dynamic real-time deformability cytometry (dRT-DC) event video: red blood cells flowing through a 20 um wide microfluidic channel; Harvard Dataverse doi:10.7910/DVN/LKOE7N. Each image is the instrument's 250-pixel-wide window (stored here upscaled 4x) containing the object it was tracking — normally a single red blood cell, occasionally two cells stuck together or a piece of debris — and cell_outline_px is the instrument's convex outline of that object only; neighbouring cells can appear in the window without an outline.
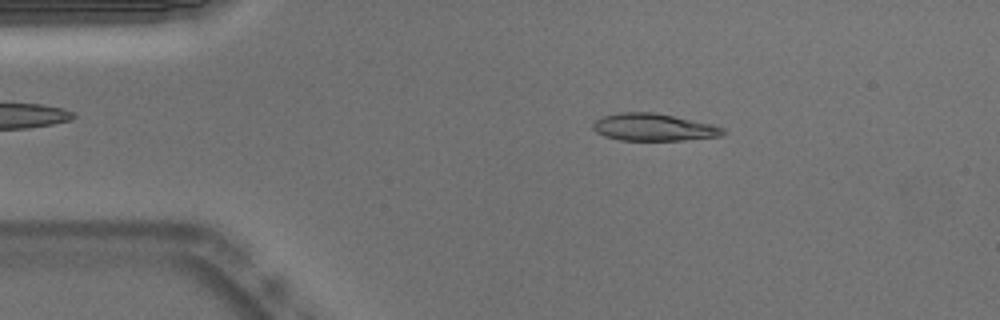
{"species": "Egyptian fruit bat (a non-hibernating species)", "species_latin": "Rousettus aegyptiacus", "temperature_condition": "warm", "stored_images_in_passage": 51, "camera_frame_rate_fps": 3000, "um_per_image_px": 0.085, "animal": {"sex": "male"}, "frame": {"image": 1, "passage_image": 8, "time_ms": 2.333, "image_size_px": [1000, 320], "cell_outline_px": [[724, 132], [720, 136], [684, 140], [620, 140], [604, 136], [596, 132], [592, 128], [592, 124], [596, 120], [604, 116], [620, 112], [652, 112], [712, 124], [724, 128]], "centroid_in_image_um": [55.52, 10.82], "position_along_channel_um": 29.5, "area_um2": 20.46}}
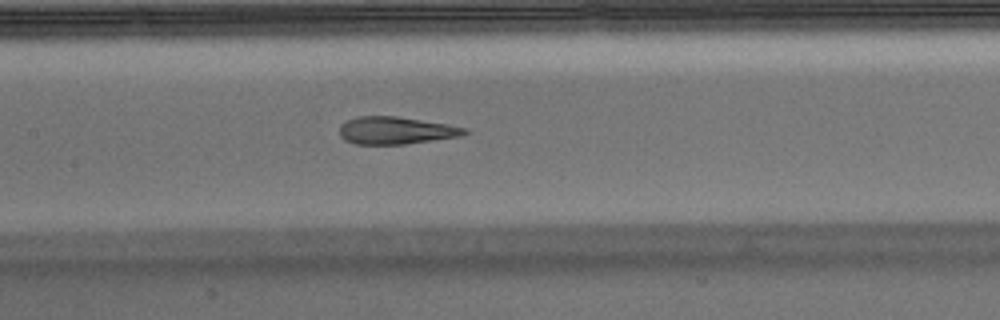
{"frame": {"image": 2, "passage_image": 23, "time_ms": 7.333, "image_size_px": [1000, 320], "cell_outline_px": [[468, 132], [464, 136], [404, 144], [356, 144], [344, 140], [340, 136], [340, 124], [356, 116], [396, 116], [448, 124], [468, 128]], "centroid_in_image_um": [33.67, 11.09], "position_along_channel_um": 173.7, "area_um2": 20.11}}
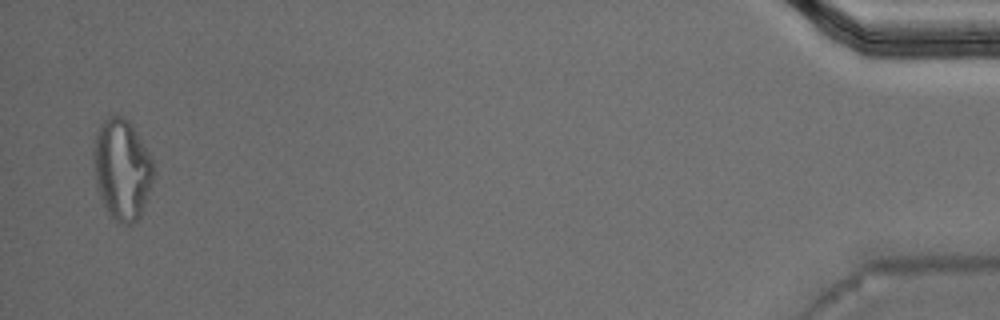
{"frame": {"image": 3, "passage_image": 50, "time_ms": 16.333, "image_size_px": [1000, 320], "cell_outline_px": [[152, 180], [140, 216], [132, 224], [120, 224], [108, 212], [96, 188], [92, 156], [92, 152], [96, 132], [100, 124], [108, 112], [112, 112], [124, 116], [128, 120], [136, 132], [152, 160]], "centroid_in_image_um": [10.31, 14.32], "position_along_channel_um": 424.9, "area_um2": 35.2}, "authors_computed_cell_mechanics": {"area_um2": 20.9814, "velocity_mm_per_s": 3.7882, "shape_relaxation_time_tau1_ms": null, "shape_relaxation_time_tau2_ms": 1.8948, "deformation_change_tau1": null, "deformation_change_tau2": 0.1162}}